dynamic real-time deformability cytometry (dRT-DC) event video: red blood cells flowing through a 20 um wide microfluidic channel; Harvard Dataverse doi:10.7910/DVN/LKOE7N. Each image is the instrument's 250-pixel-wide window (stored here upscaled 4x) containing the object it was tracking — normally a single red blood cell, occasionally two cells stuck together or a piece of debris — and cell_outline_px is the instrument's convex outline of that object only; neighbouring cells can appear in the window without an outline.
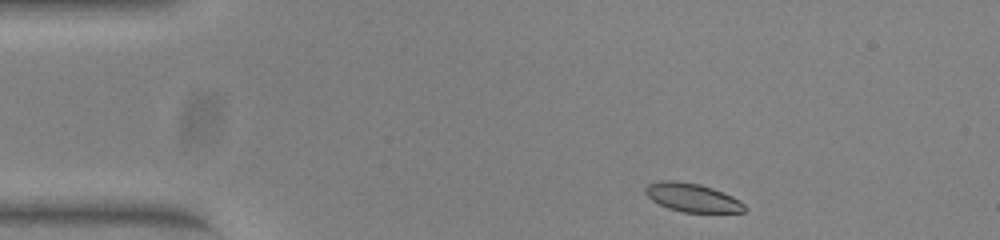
{"species": "common noctule bat (a hibernating species)", "species_latin": "Nyctalus noctula", "temperature_condition": "warm", "stored_images_in_passage": 45, "camera_frame_rate_fps": 3000, "um_per_image_px": 0.085, "animal": {"sex": "female", "body_mass_g": 23.0, "forearm_length_mm": 53.4}, "frame": {"image": 1, "passage_image": 1, "time_ms": 0.0, "image_size_px": [1000, 240], "cell_outline_px": [[748, 208], [744, 212], [684, 212], [668, 208], [652, 200], [644, 192], [644, 188], [648, 184], [660, 180], [672, 180], [700, 184], [712, 188], [732, 196], [740, 200]], "centroid_in_image_um": [58.84, 16.79], "position_along_channel_um": 26.2, "area_um2": 16.47}}
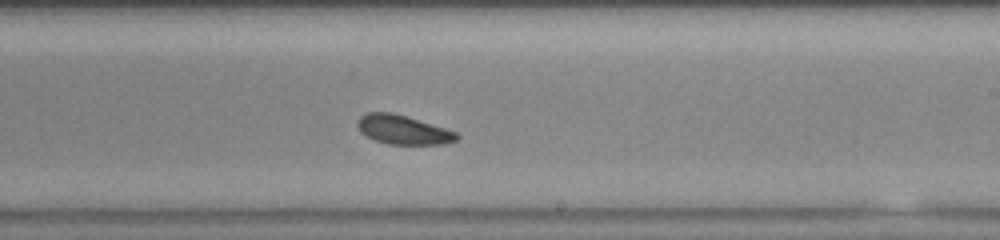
{"frame": {"image": 2, "passage_image": 24, "time_ms": 7.667, "image_size_px": [1000, 240], "cell_outline_px": [[460, 136], [456, 140], [444, 144], [388, 144], [376, 140], [360, 132], [356, 124], [360, 116], [368, 112], [392, 112], [444, 128], [456, 132]], "centroid_in_image_um": [34.23, 11.03], "position_along_channel_um": 254.8, "area_um2": 16.59}}
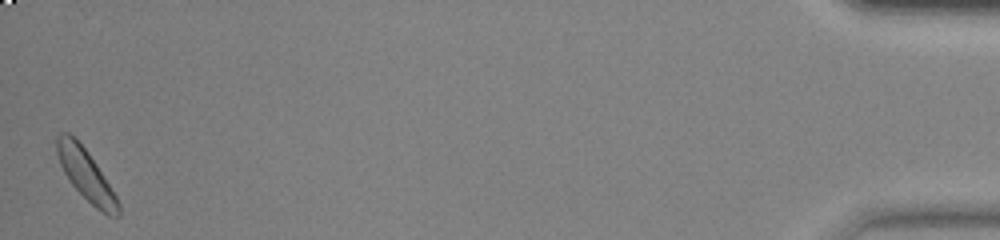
{"frame": {"image": 3, "passage_image": 45, "time_ms": 14.667, "image_size_px": [1000, 240], "cell_outline_px": [[120, 216], [108, 216], [96, 208], [68, 180], [60, 164], [56, 152], [56, 136], [60, 132], [68, 132], [88, 152], [96, 164], [116, 196], [120, 204]], "centroid_in_image_um": [7.3, 14.86], "position_along_channel_um": 427.9, "area_um2": 17.92}, "authors_computed_cell_mechanics": {"area_um2": 17.5134, "velocity_mm_per_s": 3.8561, "shape_relaxation_time_tau1_ms": 1.5646, "shape_relaxation_time_tau2_ms": 5.9171, "deformation_change_tau1": 0.0701, "deformation_change_tau2": 0.1177}}